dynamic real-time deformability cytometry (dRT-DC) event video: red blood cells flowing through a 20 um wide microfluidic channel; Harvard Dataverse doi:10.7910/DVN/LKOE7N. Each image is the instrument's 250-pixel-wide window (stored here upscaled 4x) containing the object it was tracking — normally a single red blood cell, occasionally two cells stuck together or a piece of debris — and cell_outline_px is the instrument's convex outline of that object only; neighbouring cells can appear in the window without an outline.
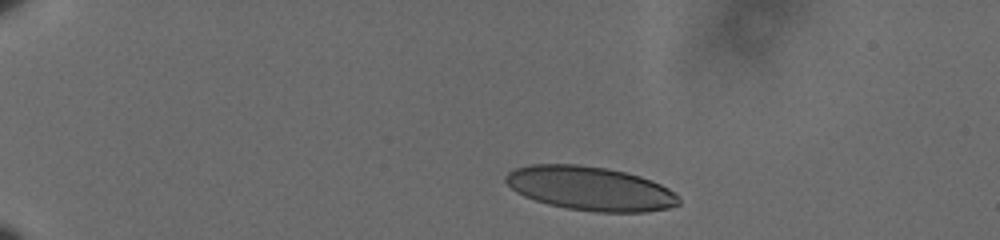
{"species": "human", "species_latin": "Homo sapiens", "temperature_condition": "cold", "stored_images_in_passage": 17, "camera_frame_rate_fps": 3000, "um_per_image_px": 0.085, "donor": {"sex": "male"}, "frame": {"image": 1, "passage_image": 1, "time_ms": 0.0, "image_size_px": [1000, 240], "cell_outline_px": [[680, 204], [668, 208], [644, 212], [596, 212], [568, 208], [548, 204], [524, 196], [516, 192], [504, 180], [504, 176], [508, 172], [516, 168], [532, 164], [580, 164], [608, 168], [640, 176], [652, 180], [668, 188], [680, 200]], "centroid_in_image_um": [50.15, 16.01], "position_along_channel_um": 34.8, "area_um2": 44.27}}
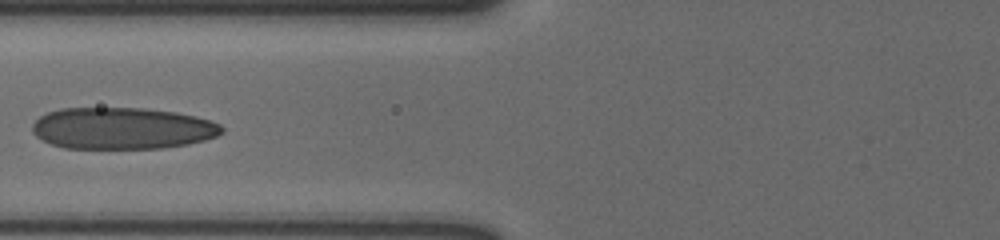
{"frame": {"image": 2, "passage_image": 10, "time_ms": 3.0, "image_size_px": [1000, 240], "cell_outline_px": [[224, 132], [216, 136], [204, 140], [188, 144], [164, 148], [64, 148], [52, 144], [36, 136], [32, 132], [32, 124], [40, 116], [48, 112], [60, 108], [144, 108], [176, 112], [196, 116], [220, 124], [224, 128]], "centroid_in_image_um": [10.4, 10.9], "position_along_channel_um": 115.4, "area_um2": 46.12}}
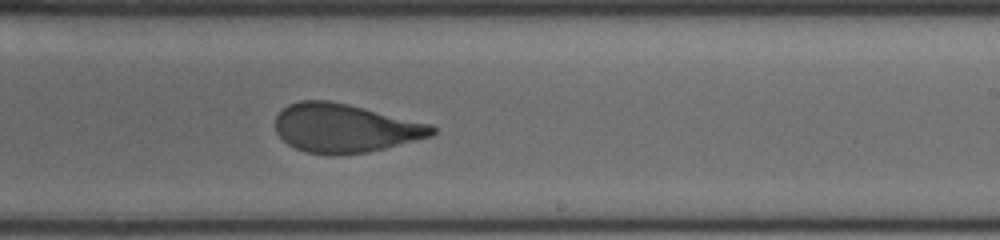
{"frame": {"image": 3, "passage_image": 17, "time_ms": 5.333, "image_size_px": [1000, 240], "cell_outline_px": [[436, 132], [432, 136], [368, 152], [336, 156], [304, 152], [288, 144], [276, 132], [276, 116], [288, 104], [300, 100], [328, 100], [348, 104], [432, 124], [436, 128]], "centroid_in_image_um": [29.32, 10.89], "position_along_channel_um": 259.7, "area_um2": 44.56}}